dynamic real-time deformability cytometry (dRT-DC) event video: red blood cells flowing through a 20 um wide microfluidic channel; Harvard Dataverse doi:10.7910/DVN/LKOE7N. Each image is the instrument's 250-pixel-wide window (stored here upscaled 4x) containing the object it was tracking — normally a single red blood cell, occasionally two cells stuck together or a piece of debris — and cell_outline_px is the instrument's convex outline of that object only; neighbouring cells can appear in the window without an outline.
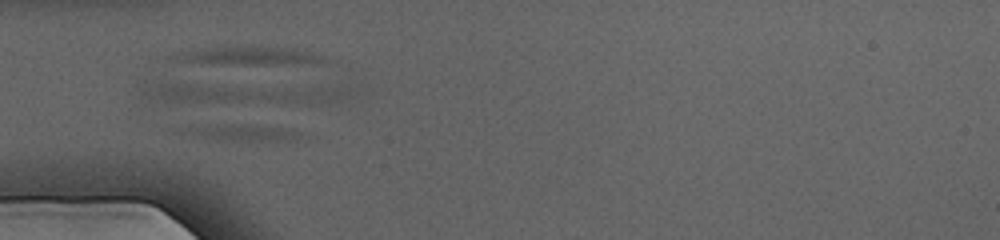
{"species": "human", "species_latin": "Homo sapiens", "temperature_condition": "cold", "stored_images_in_passage": 62, "camera_frame_rate_fps": 3000, "um_per_image_px": 0.085, "donor": {"sex": "female"}, "frame": {"image": 1, "passage_image": 13, "time_ms": 4.0, "image_size_px": [1000, 240], "cell_outline_px": [[360, 96], [328, 104], [312, 104], [156, 100], [136, 96], [136, 80], [160, 80], [348, 84], [356, 88]], "centroid_in_image_um": [20.84, 7.8], "position_along_channel_um": 64.2, "area_um2": 31.39}}
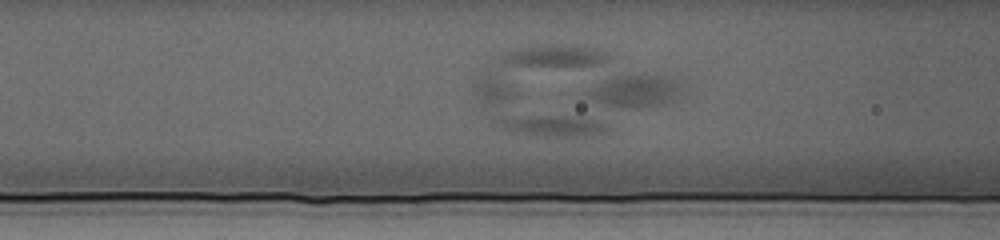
{"frame": {"image": 2, "passage_image": 19, "time_ms": 6.0, "image_size_px": [1000, 240], "cell_outline_px": [[688, 92], [668, 104], [656, 108], [620, 108], [584, 100], [576, 96], [572, 92], [612, 72], [628, 72], [664, 76], [680, 80], [688, 84]], "centroid_in_image_um": [53.8, 7.69], "position_along_channel_um": 112.8, "area_um2": 21.85}}